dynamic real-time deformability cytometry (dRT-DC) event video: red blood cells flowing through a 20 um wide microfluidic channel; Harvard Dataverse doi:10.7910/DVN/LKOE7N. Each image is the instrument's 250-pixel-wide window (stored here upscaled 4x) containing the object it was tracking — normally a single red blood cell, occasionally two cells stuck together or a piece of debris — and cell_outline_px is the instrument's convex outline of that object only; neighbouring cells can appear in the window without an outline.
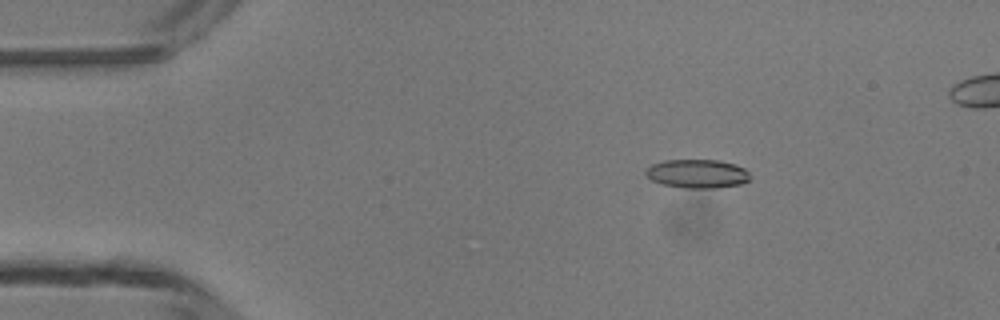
{"species": "common noctule bat (a hibernating species)", "species_latin": "Nyctalus noctula", "temperature_condition": "room temperature", "stored_images_in_passage": 4, "camera_frame_rate_fps": 3000, "um_per_image_px": 0.085, "animal": {"sex": "male", "body_mass_g": 13.3}, "frame": {"image": 1, "passage_image": 4, "time_ms": 4.333, "image_size_px": [1000, 320], "cell_outline_px": [[748, 180], [740, 184], [716, 188], [684, 188], [664, 184], [652, 180], [644, 172], [652, 164], [664, 160], [716, 160], [736, 164], [744, 168], [748, 172]], "centroid_in_image_um": [59.27, 14.76], "position_along_channel_um": 25.7, "area_um2": 17.28}}